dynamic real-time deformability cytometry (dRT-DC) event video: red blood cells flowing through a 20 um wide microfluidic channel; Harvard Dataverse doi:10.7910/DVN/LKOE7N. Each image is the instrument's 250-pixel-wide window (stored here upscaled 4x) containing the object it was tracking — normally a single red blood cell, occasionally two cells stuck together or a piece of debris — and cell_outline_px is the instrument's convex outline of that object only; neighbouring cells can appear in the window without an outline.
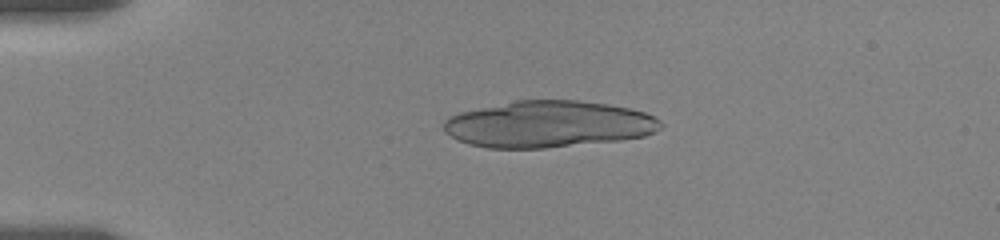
{"species": "human", "species_latin": "Homo sapiens", "temperature_condition": "room temperature", "stored_images_in_passage": 25, "camera_frame_rate_fps": 3000, "um_per_image_px": 0.085, "donor": {"sex": "female"}, "frame": {"image": 1, "passage_image": 8, "time_ms": 4.0, "image_size_px": [1000, 240], "cell_outline_px": [[664, 124], [656, 132], [644, 136], [620, 140], [544, 148], [488, 148], [468, 144], [456, 140], [444, 132], [444, 120], [448, 116], [460, 112], [516, 100], [576, 100], [608, 104], [632, 108], [644, 112], [660, 120]], "centroid_in_image_um": [46.6, 10.56], "position_along_channel_um": 38.4, "area_um2": 59.13}}